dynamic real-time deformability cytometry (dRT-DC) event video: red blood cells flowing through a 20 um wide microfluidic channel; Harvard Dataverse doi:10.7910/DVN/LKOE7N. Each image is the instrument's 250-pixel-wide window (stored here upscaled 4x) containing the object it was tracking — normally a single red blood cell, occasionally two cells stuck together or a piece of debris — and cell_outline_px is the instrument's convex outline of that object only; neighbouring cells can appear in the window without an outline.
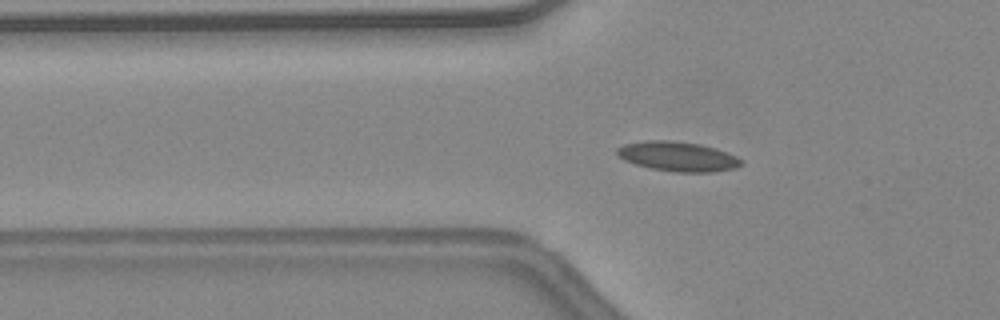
{"species": "common noctule bat (a hibernating species)", "species_latin": "Nyctalus noctula", "temperature_condition": "warm", "stored_images_in_passage": 43, "camera_frame_rate_fps": 3000, "um_per_image_px": 0.085, "animal": {"sex": "female", "body_mass_g": 24.6, "forearm_length_mm": 56.2}, "frame": {"image": 1, "passage_image": 13, "time_ms": 4.0, "image_size_px": [1000, 320], "cell_outline_px": [[744, 164], [736, 168], [712, 172], [676, 172], [648, 168], [624, 160], [616, 152], [616, 148], [624, 144], [648, 140], [668, 140], [700, 144], [716, 148], [736, 156], [744, 160]], "centroid_in_image_um": [57.64, 13.3], "position_along_channel_um": 68.2, "area_um2": 21.56}}
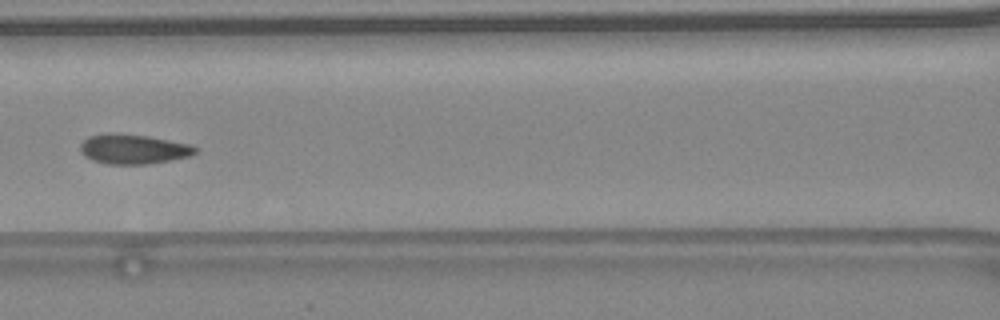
{"frame": {"image": 2, "passage_image": 19, "time_ms": 6.0, "image_size_px": [1000, 320], "cell_outline_px": [[196, 152], [188, 156], [168, 160], [144, 164], [108, 164], [92, 160], [84, 156], [80, 152], [80, 144], [88, 136], [104, 132], [112, 132], [148, 136], [188, 144], [196, 148]], "centroid_in_image_um": [11.23, 12.65], "position_along_channel_um": 155.4, "area_um2": 19.83}, "authors_computed_cell_mechanics": {"area_um2": 19.4786, "velocity_mm_per_s": 4.5139, "shape_relaxation_time_tau1_ms": 3.9479, "shape_relaxation_time_tau2_ms": 0.6596, "deformation_change_tau1": 0.1162, "deformation_change_tau2": 0.0417}}